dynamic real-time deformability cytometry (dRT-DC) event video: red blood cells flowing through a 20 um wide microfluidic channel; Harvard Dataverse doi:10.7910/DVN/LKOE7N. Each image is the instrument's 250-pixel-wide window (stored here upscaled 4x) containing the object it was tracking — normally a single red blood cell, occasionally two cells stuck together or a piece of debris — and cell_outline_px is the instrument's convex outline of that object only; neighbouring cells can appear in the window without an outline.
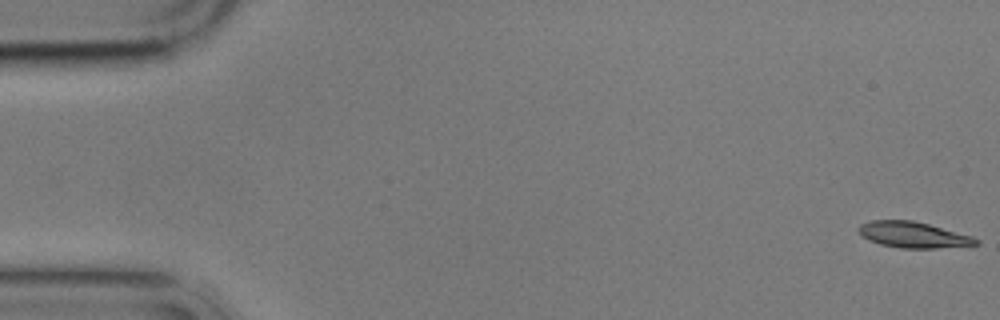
{"species": "common noctule bat (a hibernating species)", "species_latin": "Nyctalus noctula", "temperature_condition": "cold", "stored_images_in_passage": 5, "camera_frame_rate_fps": 3000, "um_per_image_px": 0.085, "animal": {"sex": "male", "body_mass_g": 17.9}, "frame": {"image": 1, "passage_image": 1, "time_ms": 0.0, "image_size_px": [1000, 320], "cell_outline_px": [[980, 244], [936, 248], [900, 248], [880, 244], [868, 240], [860, 236], [856, 228], [860, 224], [872, 220], [912, 220], [928, 224], [972, 236], [980, 240]], "centroid_in_image_um": [77.57, 19.96], "position_along_channel_um": 7.4, "area_um2": 17.8}}
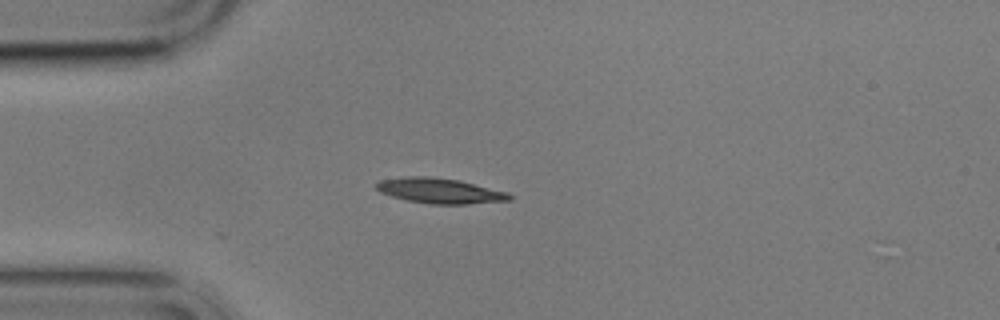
{"frame": {"image": 2, "passage_image": 5, "time_ms": 4.667, "image_size_px": [1000, 320], "cell_outline_px": [[512, 200], [468, 204], [432, 204], [408, 200], [392, 196], [380, 192], [376, 188], [376, 184], [380, 180], [408, 176], [432, 176], [460, 180], [508, 192], [512, 196]], "centroid_in_image_um": [37.42, 16.21], "position_along_channel_um": 47.6, "area_um2": 19.59}}